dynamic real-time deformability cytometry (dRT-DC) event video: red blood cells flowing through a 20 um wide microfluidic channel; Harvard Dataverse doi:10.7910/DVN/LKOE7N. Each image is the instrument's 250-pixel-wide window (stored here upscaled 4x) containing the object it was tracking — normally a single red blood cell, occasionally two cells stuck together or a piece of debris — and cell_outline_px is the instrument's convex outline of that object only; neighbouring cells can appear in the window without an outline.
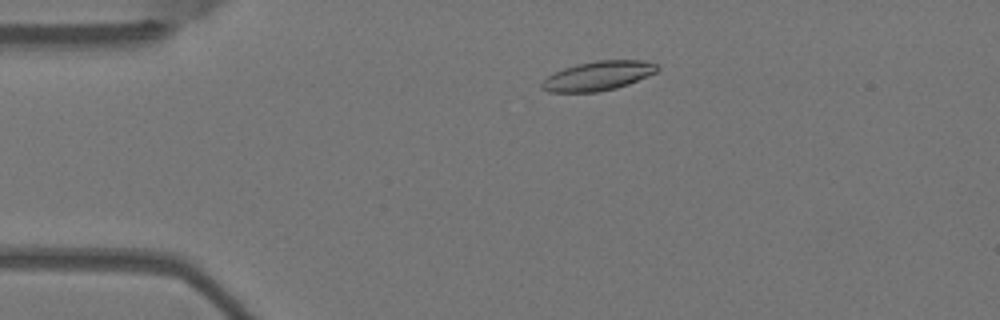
{"species": "Egyptian fruit bat (a non-hibernating species)", "species_latin": "Rousettus aegyptiacus", "temperature_condition": "warm", "stored_images_in_passage": 4, "camera_frame_rate_fps": 3000, "um_per_image_px": 0.085, "animal": {"sex": "female"}, "frame": {"image": 1, "passage_image": 3, "time_ms": 0.667, "image_size_px": [1000, 320], "cell_outline_px": [[660, 68], [656, 72], [628, 84], [616, 88], [596, 92], [548, 92], [540, 88], [540, 84], [548, 76], [564, 68], [576, 64], [596, 60], [644, 60], [656, 64]], "centroid_in_image_um": [50.83, 6.44], "position_along_channel_um": 34.2, "area_um2": 19.65}}